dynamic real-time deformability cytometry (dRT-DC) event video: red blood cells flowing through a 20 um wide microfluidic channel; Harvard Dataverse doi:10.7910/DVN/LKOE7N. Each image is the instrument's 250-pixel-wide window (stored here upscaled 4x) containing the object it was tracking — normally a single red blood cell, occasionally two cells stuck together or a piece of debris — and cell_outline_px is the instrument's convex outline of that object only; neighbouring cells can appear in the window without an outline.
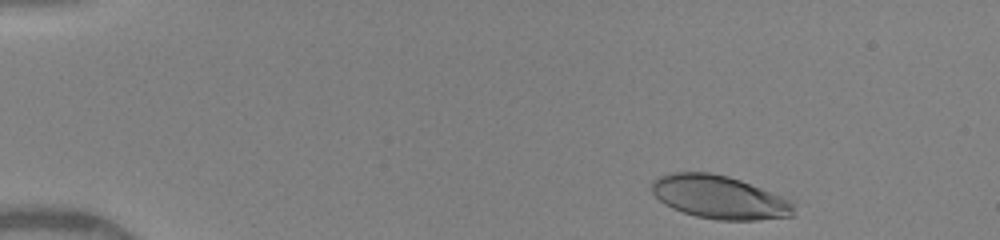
{"species": "human", "species_latin": "Homo sapiens", "temperature_condition": "warm", "stored_images_in_passage": 38, "camera_frame_rate_fps": 3000, "um_per_image_px": 0.085, "donor": {"sex": "female"}, "frame": {"image": 1, "passage_image": 2, "time_ms": 0.333, "image_size_px": [1000, 240], "cell_outline_px": [[796, 216], [756, 220], [716, 220], [696, 216], [672, 208], [664, 204], [652, 192], [652, 180], [660, 176], [672, 172], [708, 172], [728, 176], [740, 180], [792, 200], [796, 204]], "centroid_in_image_um": [61.2, 16.77], "position_along_channel_um": 23.8, "area_um2": 36.01}}
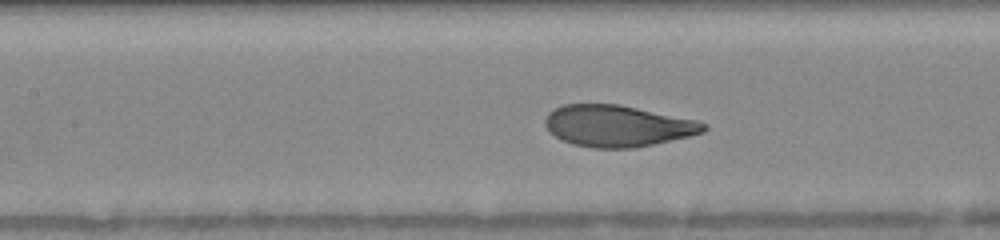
{"frame": {"image": 2, "passage_image": 19, "time_ms": 6.0, "image_size_px": [1000, 240], "cell_outline_px": [[708, 128], [704, 132], [688, 136], [636, 148], [592, 148], [572, 144], [548, 132], [544, 124], [544, 120], [548, 112], [564, 104], [620, 104], [696, 120], [708, 124]], "centroid_in_image_um": [52.48, 10.7], "position_along_channel_um": 154.9, "area_um2": 38.38}}
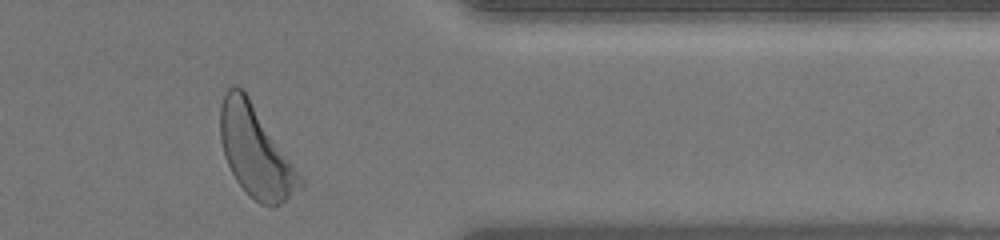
{"frame": {"image": 3, "passage_image": 37, "time_ms": 12.0, "image_size_px": [1000, 240], "cell_outline_px": [[304, 188], [280, 204], [272, 208], [260, 204], [236, 180], [224, 156], [220, 140], [220, 104], [224, 92], [232, 84], [236, 84], [248, 96], [304, 180]], "centroid_in_image_um": [21.72, 12.89], "position_along_channel_um": 389.7, "area_um2": 41.91}, "authors_computed_cell_mechanics": {"area_um2": 38.4081, "velocity_mm_per_s": 4.083, "shape_relaxation_time_tau1_ms": 2.9122, "shape_relaxation_time_tau2_ms": null, "deformation_change_tau1": 0.1786, "deformation_change_tau2": null}}